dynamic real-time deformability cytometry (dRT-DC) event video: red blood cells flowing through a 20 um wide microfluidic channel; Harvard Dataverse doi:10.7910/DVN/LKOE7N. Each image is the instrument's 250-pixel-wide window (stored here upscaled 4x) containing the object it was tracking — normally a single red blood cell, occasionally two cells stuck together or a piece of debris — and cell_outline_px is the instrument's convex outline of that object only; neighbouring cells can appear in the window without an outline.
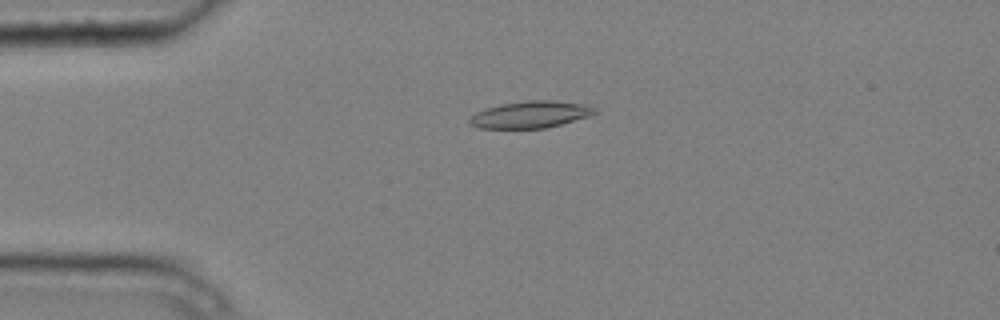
{"species": "common noctule bat (a hibernating species)", "species_latin": "Nyctalus noctula", "temperature_condition": "cold", "stored_images_in_passage": 4, "camera_frame_rate_fps": 3000, "um_per_image_px": 0.085, "animal": {"sex": "male", "body_mass_g": 20.4}, "frame": {"image": 1, "passage_image": 4, "time_ms": 1.0, "image_size_px": [1000, 320], "cell_outline_px": [[596, 112], [588, 116], [548, 128], [480, 128], [472, 124], [468, 120], [476, 112], [500, 104], [528, 100], [552, 100], [580, 104], [596, 108]], "centroid_in_image_um": [45.08, 9.74], "position_along_channel_um": 39.9, "area_um2": 19.25}}